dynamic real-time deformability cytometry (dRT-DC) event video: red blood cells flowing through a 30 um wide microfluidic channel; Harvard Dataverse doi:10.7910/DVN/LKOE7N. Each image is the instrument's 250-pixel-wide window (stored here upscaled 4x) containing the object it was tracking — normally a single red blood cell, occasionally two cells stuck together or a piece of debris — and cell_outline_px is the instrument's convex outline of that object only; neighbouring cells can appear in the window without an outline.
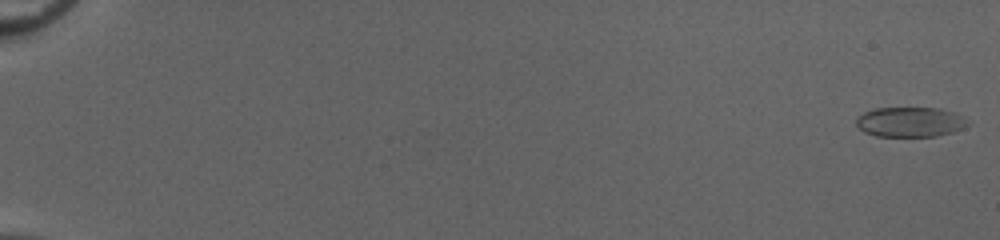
{"species": "common noctule bat (a hibernating species)", "species_latin": "Nyctalus noctula", "temperature_condition": "cold", "stored_images_in_passage": 54, "camera_frame_rate_fps": 3000, "um_per_image_px": 0.085, "animal": {"sex": "female", "body_mass_g": 20.0, "forearm_length_mm": 54.0}, "frame": {"image": 1, "passage_image": 1, "time_ms": 0.0, "image_size_px": [1000, 240], "cell_outline_px": [[968, 124], [964, 128], [952, 132], [936, 136], [876, 136], [864, 132], [856, 124], [856, 116], [864, 112], [876, 108], [940, 108], [964, 116]], "centroid_in_image_um": [77.35, 10.36], "position_along_channel_um": 7.7, "area_um2": 19.42}}
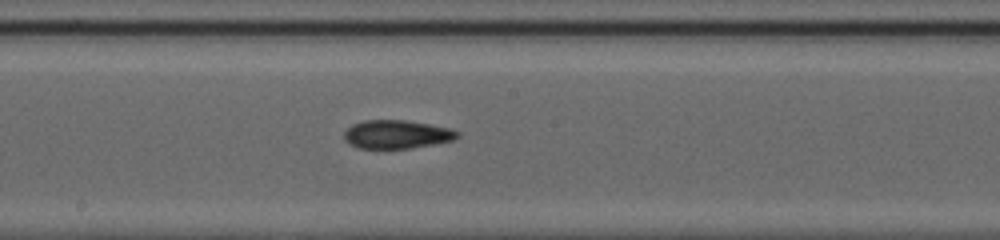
{"frame": {"image": 2, "passage_image": 32, "time_ms": 10.333, "image_size_px": [1000, 240], "cell_outline_px": [[460, 136], [452, 140], [412, 148], [360, 148], [348, 144], [344, 140], [344, 132], [352, 124], [364, 120], [404, 120], [452, 128], [460, 132]], "centroid_in_image_um": [33.71, 11.41], "position_along_channel_um": 214.5, "area_um2": 18.79}}
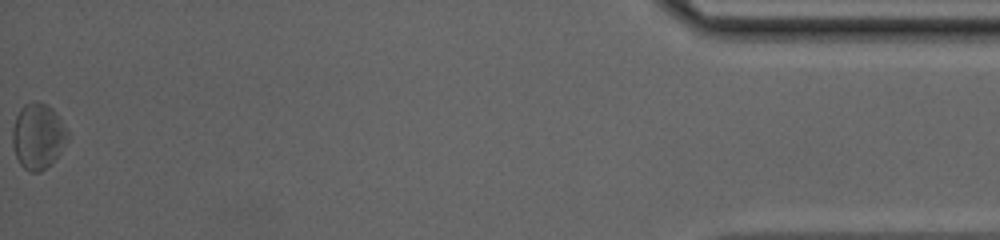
{"frame": {"image": 3, "passage_image": 54, "time_ms": 17.667, "image_size_px": [1000, 240], "cell_outline_px": [[68, 140], [60, 152], [40, 172], [28, 172], [20, 164], [16, 156], [12, 144], [12, 128], [16, 116], [20, 108], [24, 104], [32, 100], [40, 100], [48, 104], [56, 112], [68, 132]], "centroid_in_image_um": [3.21, 11.52], "position_along_channel_um": 432.0, "area_um2": 21.21}, "authors_computed_cell_mechanics": {"area_um2": 19.2763, "velocity_mm_per_s": 4.0623, "shape_relaxation_time_tau1_ms": 8.1525, "shape_relaxation_time_tau2_ms": 3.5688, "deformation_change_tau1": 0.1668, "deformation_change_tau2": 0.1068}}